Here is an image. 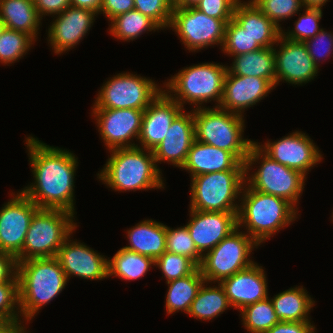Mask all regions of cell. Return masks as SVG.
Masks as SVG:
<instances>
[{
  "mask_svg": "<svg viewBox=\"0 0 333 333\" xmlns=\"http://www.w3.org/2000/svg\"><path fill=\"white\" fill-rule=\"evenodd\" d=\"M162 271L166 282L192 274L198 266L188 257L165 251L155 260V265Z\"/></svg>",
  "mask_w": 333,
  "mask_h": 333,
  "instance_id": "cell-39",
  "label": "cell"
},
{
  "mask_svg": "<svg viewBox=\"0 0 333 333\" xmlns=\"http://www.w3.org/2000/svg\"><path fill=\"white\" fill-rule=\"evenodd\" d=\"M152 265H155V260L151 257L122 247L111 260H108V276L128 281L137 280L142 278Z\"/></svg>",
  "mask_w": 333,
  "mask_h": 333,
  "instance_id": "cell-32",
  "label": "cell"
},
{
  "mask_svg": "<svg viewBox=\"0 0 333 333\" xmlns=\"http://www.w3.org/2000/svg\"><path fill=\"white\" fill-rule=\"evenodd\" d=\"M275 86L267 79L226 73L220 108L243 116L244 110L261 101Z\"/></svg>",
  "mask_w": 333,
  "mask_h": 333,
  "instance_id": "cell-22",
  "label": "cell"
},
{
  "mask_svg": "<svg viewBox=\"0 0 333 333\" xmlns=\"http://www.w3.org/2000/svg\"><path fill=\"white\" fill-rule=\"evenodd\" d=\"M303 7L322 8L328 0H301Z\"/></svg>",
  "mask_w": 333,
  "mask_h": 333,
  "instance_id": "cell-51",
  "label": "cell"
},
{
  "mask_svg": "<svg viewBox=\"0 0 333 333\" xmlns=\"http://www.w3.org/2000/svg\"><path fill=\"white\" fill-rule=\"evenodd\" d=\"M134 10V0H103L99 13L105 14L108 21L116 16Z\"/></svg>",
  "mask_w": 333,
  "mask_h": 333,
  "instance_id": "cell-45",
  "label": "cell"
},
{
  "mask_svg": "<svg viewBox=\"0 0 333 333\" xmlns=\"http://www.w3.org/2000/svg\"><path fill=\"white\" fill-rule=\"evenodd\" d=\"M0 333H28L26 328L22 323L12 324V325H4L0 323Z\"/></svg>",
  "mask_w": 333,
  "mask_h": 333,
  "instance_id": "cell-50",
  "label": "cell"
},
{
  "mask_svg": "<svg viewBox=\"0 0 333 333\" xmlns=\"http://www.w3.org/2000/svg\"><path fill=\"white\" fill-rule=\"evenodd\" d=\"M103 0H71V6L90 9L99 14Z\"/></svg>",
  "mask_w": 333,
  "mask_h": 333,
  "instance_id": "cell-49",
  "label": "cell"
},
{
  "mask_svg": "<svg viewBox=\"0 0 333 333\" xmlns=\"http://www.w3.org/2000/svg\"><path fill=\"white\" fill-rule=\"evenodd\" d=\"M227 72L236 76H254L269 80L275 86L276 68L274 46L239 54Z\"/></svg>",
  "mask_w": 333,
  "mask_h": 333,
  "instance_id": "cell-28",
  "label": "cell"
},
{
  "mask_svg": "<svg viewBox=\"0 0 333 333\" xmlns=\"http://www.w3.org/2000/svg\"><path fill=\"white\" fill-rule=\"evenodd\" d=\"M0 18L6 28L26 33L34 41L43 19L36 10L34 0H0Z\"/></svg>",
  "mask_w": 333,
  "mask_h": 333,
  "instance_id": "cell-27",
  "label": "cell"
},
{
  "mask_svg": "<svg viewBox=\"0 0 333 333\" xmlns=\"http://www.w3.org/2000/svg\"><path fill=\"white\" fill-rule=\"evenodd\" d=\"M298 20L295 21V28L284 32L281 29V36L285 39L304 42L305 40L314 37L322 28H319V21L322 18V8L305 7Z\"/></svg>",
  "mask_w": 333,
  "mask_h": 333,
  "instance_id": "cell-38",
  "label": "cell"
},
{
  "mask_svg": "<svg viewBox=\"0 0 333 333\" xmlns=\"http://www.w3.org/2000/svg\"><path fill=\"white\" fill-rule=\"evenodd\" d=\"M17 264L15 256L0 251V283L18 282Z\"/></svg>",
  "mask_w": 333,
  "mask_h": 333,
  "instance_id": "cell-47",
  "label": "cell"
},
{
  "mask_svg": "<svg viewBox=\"0 0 333 333\" xmlns=\"http://www.w3.org/2000/svg\"><path fill=\"white\" fill-rule=\"evenodd\" d=\"M254 162H259L260 166L258 170L254 173L251 172L250 175L248 173L253 169ZM245 168V180L252 189L264 194L281 197L297 207L296 204H298V199L304 190L306 179V176L300 171L278 163L268 156L256 142L249 149Z\"/></svg>",
  "mask_w": 333,
  "mask_h": 333,
  "instance_id": "cell-7",
  "label": "cell"
},
{
  "mask_svg": "<svg viewBox=\"0 0 333 333\" xmlns=\"http://www.w3.org/2000/svg\"><path fill=\"white\" fill-rule=\"evenodd\" d=\"M205 279L199 267L190 275L166 282L168 292L166 295L165 308L169 314L181 310L188 313L191 303L196 298L197 292Z\"/></svg>",
  "mask_w": 333,
  "mask_h": 333,
  "instance_id": "cell-30",
  "label": "cell"
},
{
  "mask_svg": "<svg viewBox=\"0 0 333 333\" xmlns=\"http://www.w3.org/2000/svg\"><path fill=\"white\" fill-rule=\"evenodd\" d=\"M39 16L57 15L71 6V0H34Z\"/></svg>",
  "mask_w": 333,
  "mask_h": 333,
  "instance_id": "cell-48",
  "label": "cell"
},
{
  "mask_svg": "<svg viewBox=\"0 0 333 333\" xmlns=\"http://www.w3.org/2000/svg\"><path fill=\"white\" fill-rule=\"evenodd\" d=\"M194 140L193 109L187 113L183 109L172 121L164 139L152 150L156 165L162 161L181 169Z\"/></svg>",
  "mask_w": 333,
  "mask_h": 333,
  "instance_id": "cell-20",
  "label": "cell"
},
{
  "mask_svg": "<svg viewBox=\"0 0 333 333\" xmlns=\"http://www.w3.org/2000/svg\"><path fill=\"white\" fill-rule=\"evenodd\" d=\"M193 117L197 141L232 152L241 162H246L255 141L243 137L244 116L220 107L203 106L193 109Z\"/></svg>",
  "mask_w": 333,
  "mask_h": 333,
  "instance_id": "cell-6",
  "label": "cell"
},
{
  "mask_svg": "<svg viewBox=\"0 0 333 333\" xmlns=\"http://www.w3.org/2000/svg\"><path fill=\"white\" fill-rule=\"evenodd\" d=\"M34 43L26 33L5 28L0 36V63L7 65L18 61Z\"/></svg>",
  "mask_w": 333,
  "mask_h": 333,
  "instance_id": "cell-35",
  "label": "cell"
},
{
  "mask_svg": "<svg viewBox=\"0 0 333 333\" xmlns=\"http://www.w3.org/2000/svg\"><path fill=\"white\" fill-rule=\"evenodd\" d=\"M201 0H173V7H195Z\"/></svg>",
  "mask_w": 333,
  "mask_h": 333,
  "instance_id": "cell-52",
  "label": "cell"
},
{
  "mask_svg": "<svg viewBox=\"0 0 333 333\" xmlns=\"http://www.w3.org/2000/svg\"><path fill=\"white\" fill-rule=\"evenodd\" d=\"M18 309H19L18 282H1L0 323L4 325L23 323L21 322L20 318L21 314H19L20 310Z\"/></svg>",
  "mask_w": 333,
  "mask_h": 333,
  "instance_id": "cell-40",
  "label": "cell"
},
{
  "mask_svg": "<svg viewBox=\"0 0 333 333\" xmlns=\"http://www.w3.org/2000/svg\"><path fill=\"white\" fill-rule=\"evenodd\" d=\"M129 246L124 248L156 260L166 251V225L152 219L127 230Z\"/></svg>",
  "mask_w": 333,
  "mask_h": 333,
  "instance_id": "cell-26",
  "label": "cell"
},
{
  "mask_svg": "<svg viewBox=\"0 0 333 333\" xmlns=\"http://www.w3.org/2000/svg\"><path fill=\"white\" fill-rule=\"evenodd\" d=\"M134 9L152 19L164 30L171 22L173 0H134Z\"/></svg>",
  "mask_w": 333,
  "mask_h": 333,
  "instance_id": "cell-42",
  "label": "cell"
},
{
  "mask_svg": "<svg viewBox=\"0 0 333 333\" xmlns=\"http://www.w3.org/2000/svg\"><path fill=\"white\" fill-rule=\"evenodd\" d=\"M240 229L237 227L217 246L203 255L199 269L207 284L220 283L254 263L250 259V254L258 244Z\"/></svg>",
  "mask_w": 333,
  "mask_h": 333,
  "instance_id": "cell-10",
  "label": "cell"
},
{
  "mask_svg": "<svg viewBox=\"0 0 333 333\" xmlns=\"http://www.w3.org/2000/svg\"><path fill=\"white\" fill-rule=\"evenodd\" d=\"M303 43L318 67L322 58L325 61V58L333 54V33L324 31V29H321L314 37L305 40Z\"/></svg>",
  "mask_w": 333,
  "mask_h": 333,
  "instance_id": "cell-43",
  "label": "cell"
},
{
  "mask_svg": "<svg viewBox=\"0 0 333 333\" xmlns=\"http://www.w3.org/2000/svg\"><path fill=\"white\" fill-rule=\"evenodd\" d=\"M220 284L226 292L230 306L239 311L248 305L266 299L269 295L265 271L255 262L223 279Z\"/></svg>",
  "mask_w": 333,
  "mask_h": 333,
  "instance_id": "cell-21",
  "label": "cell"
},
{
  "mask_svg": "<svg viewBox=\"0 0 333 333\" xmlns=\"http://www.w3.org/2000/svg\"><path fill=\"white\" fill-rule=\"evenodd\" d=\"M277 42H280V45L279 50L274 48L275 87L280 81L294 85L306 84L317 76L319 68L312 60L303 42L291 41L281 35Z\"/></svg>",
  "mask_w": 333,
  "mask_h": 333,
  "instance_id": "cell-16",
  "label": "cell"
},
{
  "mask_svg": "<svg viewBox=\"0 0 333 333\" xmlns=\"http://www.w3.org/2000/svg\"><path fill=\"white\" fill-rule=\"evenodd\" d=\"M162 90L152 79L119 73L103 84L92 109L145 110Z\"/></svg>",
  "mask_w": 333,
  "mask_h": 333,
  "instance_id": "cell-11",
  "label": "cell"
},
{
  "mask_svg": "<svg viewBox=\"0 0 333 333\" xmlns=\"http://www.w3.org/2000/svg\"><path fill=\"white\" fill-rule=\"evenodd\" d=\"M34 182L21 191L40 209H61L75 214L74 178L77 157L69 150L26 138Z\"/></svg>",
  "mask_w": 333,
  "mask_h": 333,
  "instance_id": "cell-1",
  "label": "cell"
},
{
  "mask_svg": "<svg viewBox=\"0 0 333 333\" xmlns=\"http://www.w3.org/2000/svg\"><path fill=\"white\" fill-rule=\"evenodd\" d=\"M0 210V251L17 256L23 248L34 214L40 209L21 191Z\"/></svg>",
  "mask_w": 333,
  "mask_h": 333,
  "instance_id": "cell-13",
  "label": "cell"
},
{
  "mask_svg": "<svg viewBox=\"0 0 333 333\" xmlns=\"http://www.w3.org/2000/svg\"><path fill=\"white\" fill-rule=\"evenodd\" d=\"M71 235L59 248L58 259L68 281L70 277L103 280L108 276V260L81 242L71 240ZM70 239V240H69Z\"/></svg>",
  "mask_w": 333,
  "mask_h": 333,
  "instance_id": "cell-17",
  "label": "cell"
},
{
  "mask_svg": "<svg viewBox=\"0 0 333 333\" xmlns=\"http://www.w3.org/2000/svg\"><path fill=\"white\" fill-rule=\"evenodd\" d=\"M96 12L77 8L67 7L64 11L55 16L56 20L48 28V42L55 54H61L74 48L80 40L88 33L93 26Z\"/></svg>",
  "mask_w": 333,
  "mask_h": 333,
  "instance_id": "cell-19",
  "label": "cell"
},
{
  "mask_svg": "<svg viewBox=\"0 0 333 333\" xmlns=\"http://www.w3.org/2000/svg\"><path fill=\"white\" fill-rule=\"evenodd\" d=\"M243 326L249 333H264L280 320L269 296L240 310Z\"/></svg>",
  "mask_w": 333,
  "mask_h": 333,
  "instance_id": "cell-34",
  "label": "cell"
},
{
  "mask_svg": "<svg viewBox=\"0 0 333 333\" xmlns=\"http://www.w3.org/2000/svg\"><path fill=\"white\" fill-rule=\"evenodd\" d=\"M280 29L279 21L291 18L302 10L301 0H250Z\"/></svg>",
  "mask_w": 333,
  "mask_h": 333,
  "instance_id": "cell-41",
  "label": "cell"
},
{
  "mask_svg": "<svg viewBox=\"0 0 333 333\" xmlns=\"http://www.w3.org/2000/svg\"><path fill=\"white\" fill-rule=\"evenodd\" d=\"M239 0H201L195 8L207 16L221 19L226 24L233 18L235 6Z\"/></svg>",
  "mask_w": 333,
  "mask_h": 333,
  "instance_id": "cell-44",
  "label": "cell"
},
{
  "mask_svg": "<svg viewBox=\"0 0 333 333\" xmlns=\"http://www.w3.org/2000/svg\"><path fill=\"white\" fill-rule=\"evenodd\" d=\"M169 27L173 28L189 52H196L215 44L222 46L226 23L207 16L195 7H173Z\"/></svg>",
  "mask_w": 333,
  "mask_h": 333,
  "instance_id": "cell-12",
  "label": "cell"
},
{
  "mask_svg": "<svg viewBox=\"0 0 333 333\" xmlns=\"http://www.w3.org/2000/svg\"><path fill=\"white\" fill-rule=\"evenodd\" d=\"M17 277L19 310L25 322L31 321L42 306L57 297L68 282L56 257L18 262Z\"/></svg>",
  "mask_w": 333,
  "mask_h": 333,
  "instance_id": "cell-3",
  "label": "cell"
},
{
  "mask_svg": "<svg viewBox=\"0 0 333 333\" xmlns=\"http://www.w3.org/2000/svg\"><path fill=\"white\" fill-rule=\"evenodd\" d=\"M110 25V34L123 41H133L145 31L161 29L152 19L135 9L116 16Z\"/></svg>",
  "mask_w": 333,
  "mask_h": 333,
  "instance_id": "cell-33",
  "label": "cell"
},
{
  "mask_svg": "<svg viewBox=\"0 0 333 333\" xmlns=\"http://www.w3.org/2000/svg\"><path fill=\"white\" fill-rule=\"evenodd\" d=\"M109 151L110 158L97 174V178L109 188L118 192L164 188L162 173L152 150L137 145Z\"/></svg>",
  "mask_w": 333,
  "mask_h": 333,
  "instance_id": "cell-2",
  "label": "cell"
},
{
  "mask_svg": "<svg viewBox=\"0 0 333 333\" xmlns=\"http://www.w3.org/2000/svg\"><path fill=\"white\" fill-rule=\"evenodd\" d=\"M74 214L61 209H39L30 222L17 262L56 257L59 248L73 234Z\"/></svg>",
  "mask_w": 333,
  "mask_h": 333,
  "instance_id": "cell-8",
  "label": "cell"
},
{
  "mask_svg": "<svg viewBox=\"0 0 333 333\" xmlns=\"http://www.w3.org/2000/svg\"><path fill=\"white\" fill-rule=\"evenodd\" d=\"M5 28H6L5 24L0 18V36H1V34L4 31Z\"/></svg>",
  "mask_w": 333,
  "mask_h": 333,
  "instance_id": "cell-53",
  "label": "cell"
},
{
  "mask_svg": "<svg viewBox=\"0 0 333 333\" xmlns=\"http://www.w3.org/2000/svg\"><path fill=\"white\" fill-rule=\"evenodd\" d=\"M187 228L197 250L204 255L237 228L238 212H210L190 209Z\"/></svg>",
  "mask_w": 333,
  "mask_h": 333,
  "instance_id": "cell-18",
  "label": "cell"
},
{
  "mask_svg": "<svg viewBox=\"0 0 333 333\" xmlns=\"http://www.w3.org/2000/svg\"><path fill=\"white\" fill-rule=\"evenodd\" d=\"M166 251L191 259L198 267L203 255L197 250L187 226L172 229L166 226Z\"/></svg>",
  "mask_w": 333,
  "mask_h": 333,
  "instance_id": "cell-37",
  "label": "cell"
},
{
  "mask_svg": "<svg viewBox=\"0 0 333 333\" xmlns=\"http://www.w3.org/2000/svg\"><path fill=\"white\" fill-rule=\"evenodd\" d=\"M183 108L164 90L144 110L138 140L141 148L153 150L166 136L172 121Z\"/></svg>",
  "mask_w": 333,
  "mask_h": 333,
  "instance_id": "cell-23",
  "label": "cell"
},
{
  "mask_svg": "<svg viewBox=\"0 0 333 333\" xmlns=\"http://www.w3.org/2000/svg\"><path fill=\"white\" fill-rule=\"evenodd\" d=\"M181 169L187 170L191 178L225 170H246L245 163L241 162L232 152L199 142L196 139L193 141Z\"/></svg>",
  "mask_w": 333,
  "mask_h": 333,
  "instance_id": "cell-24",
  "label": "cell"
},
{
  "mask_svg": "<svg viewBox=\"0 0 333 333\" xmlns=\"http://www.w3.org/2000/svg\"><path fill=\"white\" fill-rule=\"evenodd\" d=\"M243 2V3H242ZM233 19L255 39L262 48L279 45L281 29L276 26L252 1L239 0Z\"/></svg>",
  "mask_w": 333,
  "mask_h": 333,
  "instance_id": "cell-25",
  "label": "cell"
},
{
  "mask_svg": "<svg viewBox=\"0 0 333 333\" xmlns=\"http://www.w3.org/2000/svg\"><path fill=\"white\" fill-rule=\"evenodd\" d=\"M245 176L246 170H225L192 177L190 209L238 212L240 202L235 200L240 199Z\"/></svg>",
  "mask_w": 333,
  "mask_h": 333,
  "instance_id": "cell-9",
  "label": "cell"
},
{
  "mask_svg": "<svg viewBox=\"0 0 333 333\" xmlns=\"http://www.w3.org/2000/svg\"><path fill=\"white\" fill-rule=\"evenodd\" d=\"M207 282L199 288L196 298L191 303L188 315L200 320H212L231 307L223 286L218 282V287H207ZM206 284V285H205Z\"/></svg>",
  "mask_w": 333,
  "mask_h": 333,
  "instance_id": "cell-31",
  "label": "cell"
},
{
  "mask_svg": "<svg viewBox=\"0 0 333 333\" xmlns=\"http://www.w3.org/2000/svg\"><path fill=\"white\" fill-rule=\"evenodd\" d=\"M258 146L272 159L286 167L307 173L323 159L318 146L311 138L301 132L295 131L277 141L269 140Z\"/></svg>",
  "mask_w": 333,
  "mask_h": 333,
  "instance_id": "cell-15",
  "label": "cell"
},
{
  "mask_svg": "<svg viewBox=\"0 0 333 333\" xmlns=\"http://www.w3.org/2000/svg\"><path fill=\"white\" fill-rule=\"evenodd\" d=\"M305 290L302 286L291 287L271 299L280 321H311L308 315L315 301Z\"/></svg>",
  "mask_w": 333,
  "mask_h": 333,
  "instance_id": "cell-29",
  "label": "cell"
},
{
  "mask_svg": "<svg viewBox=\"0 0 333 333\" xmlns=\"http://www.w3.org/2000/svg\"><path fill=\"white\" fill-rule=\"evenodd\" d=\"M315 326L311 321L292 322L280 321L264 333H315Z\"/></svg>",
  "mask_w": 333,
  "mask_h": 333,
  "instance_id": "cell-46",
  "label": "cell"
},
{
  "mask_svg": "<svg viewBox=\"0 0 333 333\" xmlns=\"http://www.w3.org/2000/svg\"><path fill=\"white\" fill-rule=\"evenodd\" d=\"M226 73L227 66L219 63L210 62L185 67L165 82L164 86L167 89L164 91L183 109L186 102L193 104L195 109L212 100L216 101L215 107H219L223 98Z\"/></svg>",
  "mask_w": 333,
  "mask_h": 333,
  "instance_id": "cell-5",
  "label": "cell"
},
{
  "mask_svg": "<svg viewBox=\"0 0 333 333\" xmlns=\"http://www.w3.org/2000/svg\"><path fill=\"white\" fill-rule=\"evenodd\" d=\"M241 195L237 227H246V234L259 246L298 218V207L281 197L256 191L246 182Z\"/></svg>",
  "mask_w": 333,
  "mask_h": 333,
  "instance_id": "cell-4",
  "label": "cell"
},
{
  "mask_svg": "<svg viewBox=\"0 0 333 333\" xmlns=\"http://www.w3.org/2000/svg\"><path fill=\"white\" fill-rule=\"evenodd\" d=\"M144 110L93 109L99 134L109 150L135 147L133 139L139 137Z\"/></svg>",
  "mask_w": 333,
  "mask_h": 333,
  "instance_id": "cell-14",
  "label": "cell"
},
{
  "mask_svg": "<svg viewBox=\"0 0 333 333\" xmlns=\"http://www.w3.org/2000/svg\"><path fill=\"white\" fill-rule=\"evenodd\" d=\"M220 48L223 53L236 56L259 50L262 47L232 18L226 24L224 41Z\"/></svg>",
  "mask_w": 333,
  "mask_h": 333,
  "instance_id": "cell-36",
  "label": "cell"
}]
</instances>
